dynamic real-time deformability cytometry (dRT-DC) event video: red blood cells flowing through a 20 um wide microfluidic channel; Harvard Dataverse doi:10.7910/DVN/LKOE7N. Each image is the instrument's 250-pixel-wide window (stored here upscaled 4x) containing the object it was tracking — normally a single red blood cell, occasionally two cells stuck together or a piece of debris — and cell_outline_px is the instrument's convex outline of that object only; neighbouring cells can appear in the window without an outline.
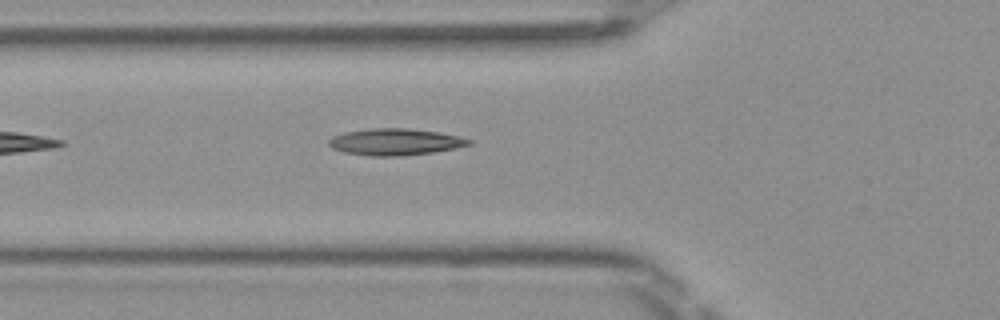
{"species": "Egyptian fruit bat (a non-hibernating species)", "species_latin": "Rousettus aegyptiacus", "temperature_condition": "room temperature", "stored_images_in_passage": 3, "camera_frame_rate_fps": 3000, "um_per_image_px": 0.085, "frame": {"image": 1, "passage_image": 3, "time_ms": 0.667, "image_size_px": [1000, 320], "cell_outline_px": [[472, 144], [456, 148], [432, 152], [396, 156], [368, 156], [344, 152], [332, 148], [328, 144], [328, 140], [332, 136], [344, 132], [368, 128], [408, 128], [436, 132], [456, 136], [472, 140]], "centroid_in_image_um": [33.53, 12.06], "position_along_channel_um": 92.3, "area_um2": 21.68}}